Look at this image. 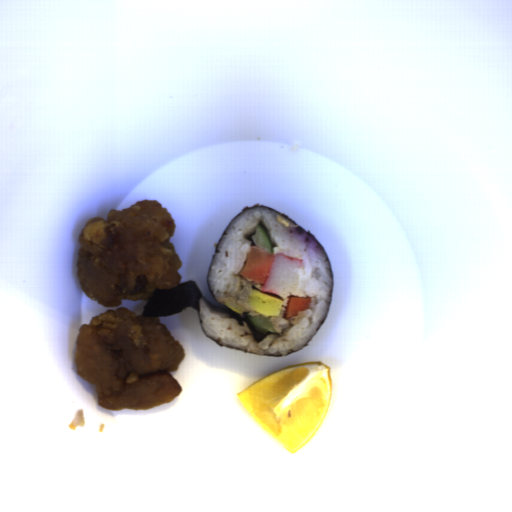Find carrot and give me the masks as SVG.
<instances>
[{"label":"carrot","instance_id":"carrot-2","mask_svg":"<svg viewBox=\"0 0 512 512\" xmlns=\"http://www.w3.org/2000/svg\"><path fill=\"white\" fill-rule=\"evenodd\" d=\"M312 304L311 298L290 296L286 308L284 311V319L292 318L297 315L298 312L304 311L310 308Z\"/></svg>","mask_w":512,"mask_h":512},{"label":"carrot","instance_id":"carrot-1","mask_svg":"<svg viewBox=\"0 0 512 512\" xmlns=\"http://www.w3.org/2000/svg\"><path fill=\"white\" fill-rule=\"evenodd\" d=\"M274 259V254L254 246L247 253L245 264L239 273L248 282L264 284Z\"/></svg>","mask_w":512,"mask_h":512}]
</instances>
